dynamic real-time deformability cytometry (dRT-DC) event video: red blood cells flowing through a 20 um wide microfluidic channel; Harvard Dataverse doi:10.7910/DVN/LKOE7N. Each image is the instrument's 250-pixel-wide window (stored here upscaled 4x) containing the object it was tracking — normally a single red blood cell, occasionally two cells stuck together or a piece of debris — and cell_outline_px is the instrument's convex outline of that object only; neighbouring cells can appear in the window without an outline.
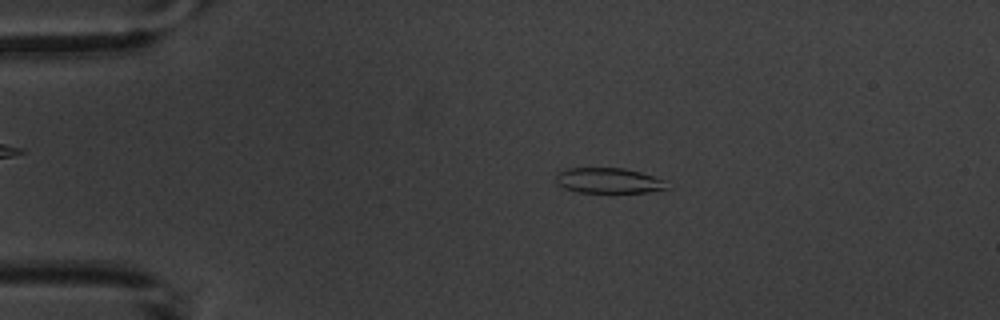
{"species": "common noctule bat (a hibernating species)", "species_latin": "Nyctalus noctula", "temperature_condition": "warm", "stored_images_in_passage": 5, "camera_frame_rate_fps": 3000, "um_per_image_px": 0.085, "animal": {"sex": "male", "body_mass_g": 20.1, "forearm_length_mm": 53.5}, "frame": {"image": 1, "passage_image": 1, "time_ms": 0.0, "image_size_px": [1000, 320], "cell_outline_px": [[668, 188], [648, 192], [580, 192], [564, 188], [556, 184], [556, 172], [564, 168], [624, 168], [640, 172], [668, 180]], "centroid_in_image_um": [51.73, 15.34], "position_along_channel_um": 33.3, "area_um2": 16.59}}
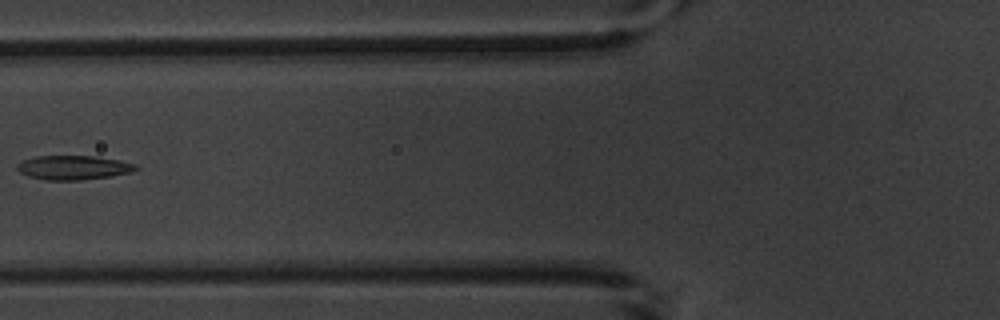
{"frame": {"image": 2, "passage_image": 4, "time_ms": 3.667, "image_size_px": [1000, 320], "cell_outline_px": [[140, 168], [132, 172], [112, 176], [80, 180], [44, 180], [28, 176], [20, 172], [16, 168], [16, 164], [24, 160], [36, 156], [92, 156], [120, 160], [136, 164]], "centroid_in_image_um": [6.26, 14.25], "position_along_channel_um": 119.5, "area_um2": 16.82}}
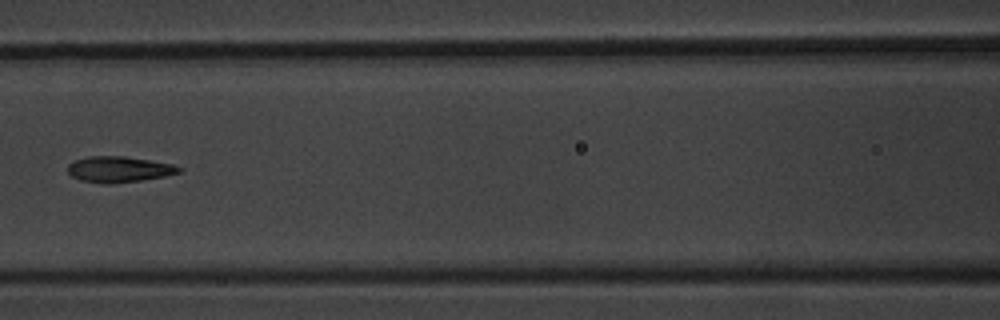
{"frame": {"image": 3, "passage_image": 5, "time_ms": 4.667, "image_size_px": [1000, 320], "cell_outline_px": [[184, 168], [180, 172], [164, 176], [140, 180], [112, 184], [104, 184], [80, 180], [72, 176], [68, 172], [68, 164], [76, 160], [88, 156], [124, 156], [172, 164]], "centroid_in_image_um": [10.1, 14.39], "position_along_channel_um": 156.5, "area_um2": 16.7}}